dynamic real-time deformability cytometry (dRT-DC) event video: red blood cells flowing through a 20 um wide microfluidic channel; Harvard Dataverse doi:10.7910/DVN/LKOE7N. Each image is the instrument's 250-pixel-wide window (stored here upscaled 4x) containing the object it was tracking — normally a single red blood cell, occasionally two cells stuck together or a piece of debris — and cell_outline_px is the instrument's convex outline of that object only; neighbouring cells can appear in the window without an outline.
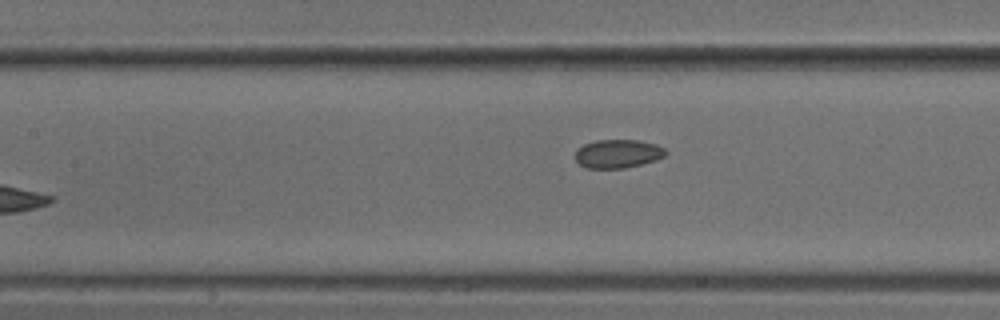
{"species": "common noctule bat (a hibernating species)", "species_latin": "Nyctalus noctula", "temperature_condition": "cold", "stored_images_in_passage": 7, "camera_frame_rate_fps": 3000, "um_per_image_px": 0.085, "animal": {"sex": "male", "body_mass_g": 18.8}, "frame": {"image": 1, "passage_image": 7, "time_ms": 2.0, "image_size_px": [1000, 320], "cell_outline_px": [[668, 152], [664, 156], [656, 160], [624, 168], [584, 168], [576, 160], [576, 148], [584, 144], [596, 140], [640, 140], [656, 144], [664, 148]], "centroid_in_image_um": [52.51, 13.06], "position_along_channel_um": 154.9, "area_um2": 15.09}}